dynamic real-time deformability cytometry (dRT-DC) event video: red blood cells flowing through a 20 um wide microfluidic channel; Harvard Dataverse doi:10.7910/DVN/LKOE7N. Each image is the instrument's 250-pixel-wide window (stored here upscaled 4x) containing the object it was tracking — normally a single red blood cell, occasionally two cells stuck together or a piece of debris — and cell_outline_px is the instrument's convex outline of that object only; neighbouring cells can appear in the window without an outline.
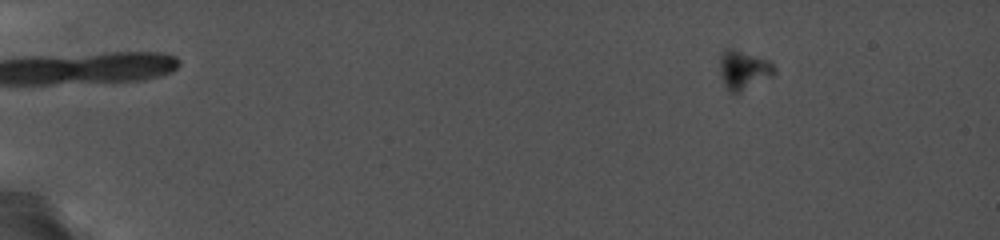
{"species": "common noctule bat (a hibernating species)", "species_latin": "Nyctalus noctula", "temperature_condition": "cold", "stored_images_in_passage": 38, "camera_frame_rate_fps": 5000, "um_per_image_px": 0.085, "animal": {"sex": "female", "body_mass_g": 19.0, "forearm_length_mm": 56.7}, "frame": {"image": 1, "passage_image": 2, "time_ms": 0.2, "image_size_px": [1000, 240], "cell_outline_px": [[776, 72], [772, 76], [740, 92], [728, 92], [724, 88], [720, 72], [720, 52], [724, 48], [728, 48], [768, 60], [776, 68]], "centroid_in_image_um": [63.16, 5.96], "position_along_channel_um": 21.8, "area_um2": 12.31}}
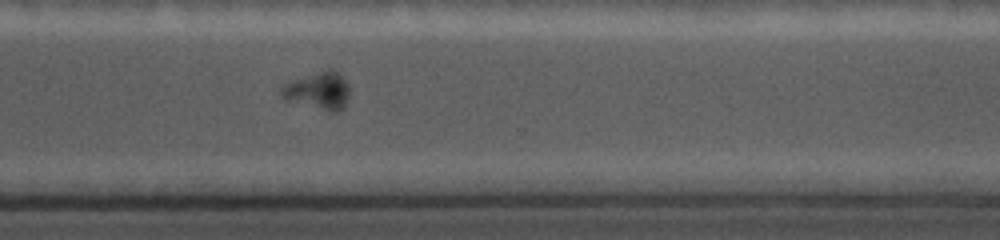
{"frame": {"image": 2, "passage_image": 29, "time_ms": 13.0, "image_size_px": [1000, 240], "cell_outline_px": [[348, 96], [344, 104], [336, 112], [332, 112], [280, 96], [280, 92], [284, 84], [328, 68], [332, 68], [340, 72], [348, 84]], "centroid_in_image_um": [27.11, 7.66], "position_along_channel_um": 343.5, "area_um2": 14.22}}
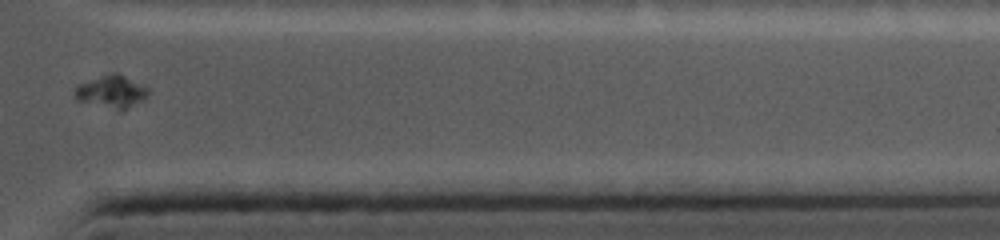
{"frame": {"image": 3, "passage_image": 32, "time_ms": 14.6, "image_size_px": [1000, 240], "cell_outline_px": [[148, 96], [120, 112], [76, 100], [72, 96], [76, 84], [112, 72], [116, 72], [148, 88]], "centroid_in_image_um": [9.4, 7.81], "position_along_channel_um": 402.0, "area_um2": 14.1}, "authors_computed_cell_mechanics": {"area_um2": 13.0917, "velocity_mm_per_s": 3.5701, "shape_relaxation_time_tau1_ms": 1.4958, "shape_relaxation_time_tau2_ms": null, "deformation_change_tau1": null, "deformation_change_tau2": null}}